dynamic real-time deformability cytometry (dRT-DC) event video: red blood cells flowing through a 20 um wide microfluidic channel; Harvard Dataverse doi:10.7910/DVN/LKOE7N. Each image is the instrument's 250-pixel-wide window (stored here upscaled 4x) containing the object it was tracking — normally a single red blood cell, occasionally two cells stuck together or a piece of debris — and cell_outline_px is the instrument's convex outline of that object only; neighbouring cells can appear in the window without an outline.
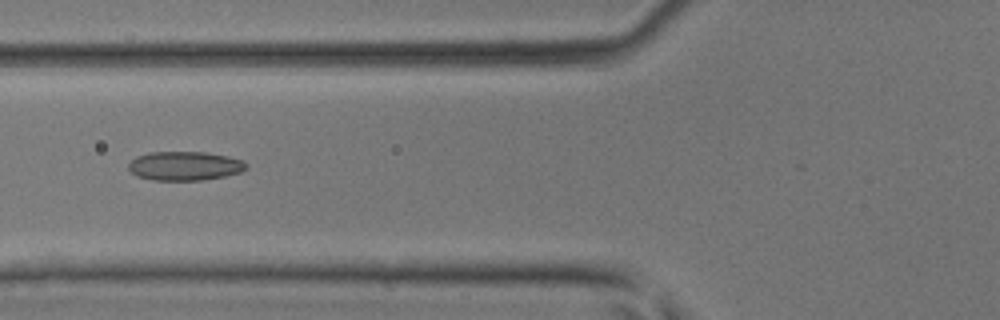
{"species": "common noctule bat (a hibernating species)", "species_latin": "Nyctalus noctula", "temperature_condition": "room temperature", "stored_images_in_passage": 6, "camera_frame_rate_fps": 3000, "um_per_image_px": 0.085, "animal": {"sex": "male", "body_mass_g": 17.9, "forearm_length_mm": 54.2}, "frame": {"image": 1, "passage_image": 5, "time_ms": 1.333, "image_size_px": [1000, 320], "cell_outline_px": [[248, 168], [240, 172], [224, 176], [200, 180], [152, 180], [136, 176], [128, 168], [128, 164], [136, 156], [148, 152], [204, 152], [228, 156], [240, 160], [248, 164]], "centroid_in_image_um": [15.68, 14.1], "position_along_channel_um": 110.1, "area_um2": 19.88}}
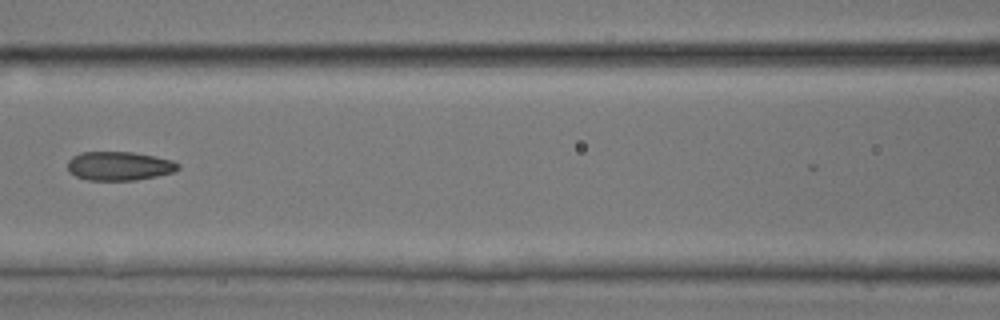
{"frame": {"image": 2, "passage_image": 6, "time_ms": 1.667, "image_size_px": [1000, 320], "cell_outline_px": [[180, 168], [172, 172], [156, 176], [136, 180], [88, 180], [76, 176], [68, 172], [68, 160], [72, 156], [80, 152], [132, 152], [156, 156], [172, 160], [180, 164]], "centroid_in_image_um": [10.12, 14.1], "position_along_channel_um": 156.5, "area_um2": 18.67}}